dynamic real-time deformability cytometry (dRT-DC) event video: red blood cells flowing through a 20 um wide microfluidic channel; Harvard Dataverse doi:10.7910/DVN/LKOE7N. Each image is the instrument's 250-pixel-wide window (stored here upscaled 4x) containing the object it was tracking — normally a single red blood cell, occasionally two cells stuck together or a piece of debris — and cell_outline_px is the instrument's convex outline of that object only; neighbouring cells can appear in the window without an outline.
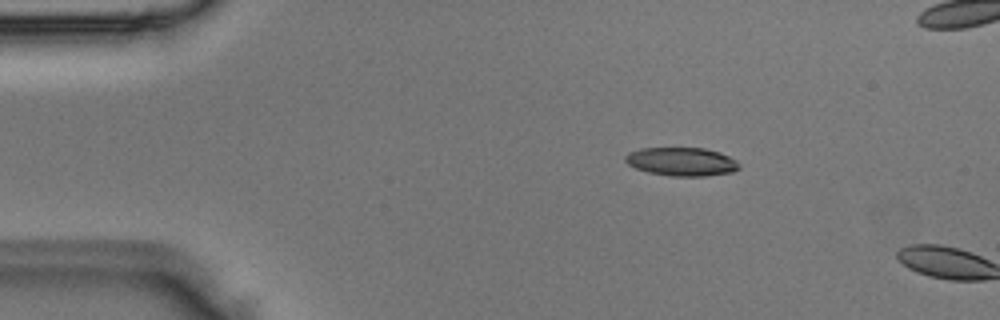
{"species": "Egyptian fruit bat (a non-hibernating species)", "species_latin": "Rousettus aegyptiacus", "temperature_condition": "room temperature", "stored_images_in_passage": 3, "camera_frame_rate_fps": 3000, "um_per_image_px": 0.085, "animal": {"sex": "male"}, "frame": {"image": 1, "passage_image": 2, "time_ms": 0.333, "image_size_px": [1000, 320], "cell_outline_px": [[740, 168], [732, 172], [704, 176], [672, 176], [648, 172], [636, 168], [628, 164], [624, 160], [624, 156], [628, 152], [640, 148], [704, 148], [720, 152], [736, 160], [740, 164]], "centroid_in_image_um": [57.93, 13.73], "position_along_channel_um": 27.1, "area_um2": 18.96}}